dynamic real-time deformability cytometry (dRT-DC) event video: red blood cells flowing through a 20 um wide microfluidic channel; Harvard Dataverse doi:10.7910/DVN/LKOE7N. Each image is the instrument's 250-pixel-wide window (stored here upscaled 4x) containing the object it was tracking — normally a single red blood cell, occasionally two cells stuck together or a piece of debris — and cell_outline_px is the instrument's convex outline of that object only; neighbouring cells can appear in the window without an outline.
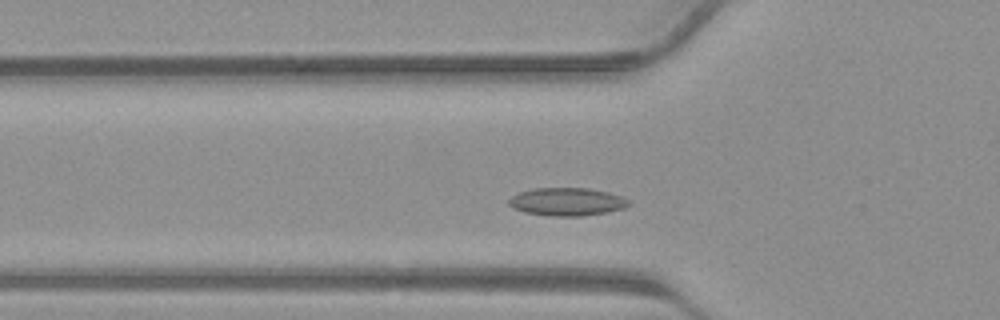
{"species": "common noctule bat (a hibernating species)", "species_latin": "Nyctalus noctula", "temperature_condition": "warm", "stored_images_in_passage": 29, "camera_frame_rate_fps": 3000, "um_per_image_px": 0.085, "animal": {"sex": "male", "body_mass_g": 23.1, "forearm_length_mm": 52.7}, "frame": {"image": 1, "passage_image": 7, "time_ms": 2.0, "image_size_px": [1000, 320], "cell_outline_px": [[632, 204], [624, 208], [608, 212], [580, 216], [548, 216], [524, 212], [512, 208], [508, 204], [508, 200], [512, 196], [520, 192], [532, 188], [588, 188], [608, 192], [620, 196], [628, 200]], "centroid_in_image_um": [48.17, 17.15], "position_along_channel_um": 77.6, "area_um2": 19.65}}
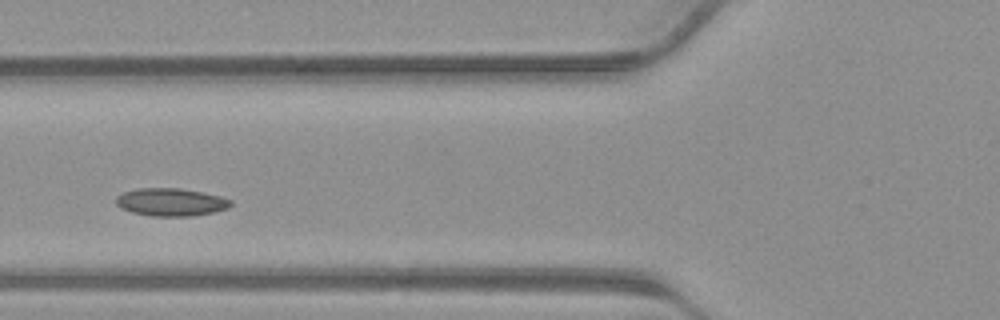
{"frame": {"image": 2, "passage_image": 9, "time_ms": 2.667, "image_size_px": [1000, 320], "cell_outline_px": [[232, 204], [228, 208], [212, 212], [192, 216], [152, 216], [132, 212], [120, 208], [116, 204], [116, 196], [124, 192], [140, 188], [180, 188], [220, 196], [232, 200]], "centroid_in_image_um": [14.51, 17.18], "position_along_channel_um": 111.3, "area_um2": 18.5}}
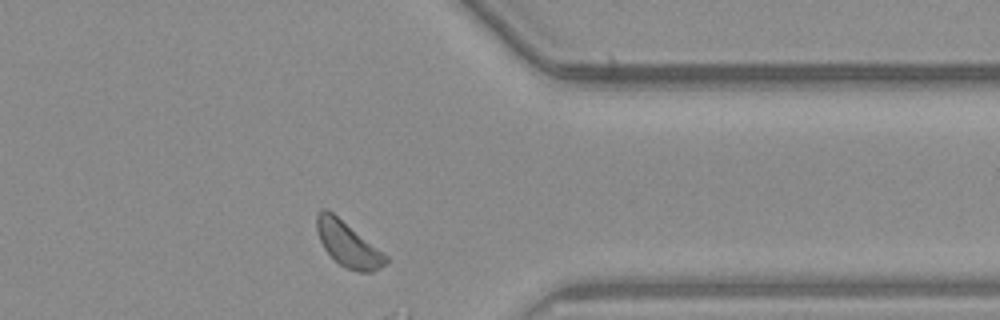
{"frame": {"image": 3, "passage_image": 26, "time_ms": 8.333, "image_size_px": [1000, 320], "cell_outline_px": [[388, 264], [372, 272], [360, 272], [344, 268], [324, 248], [316, 232], [316, 212], [320, 208], [328, 208], [388, 256]], "centroid_in_image_um": [29.56, 20.73], "position_along_channel_um": 381.8, "area_um2": 18.26}}